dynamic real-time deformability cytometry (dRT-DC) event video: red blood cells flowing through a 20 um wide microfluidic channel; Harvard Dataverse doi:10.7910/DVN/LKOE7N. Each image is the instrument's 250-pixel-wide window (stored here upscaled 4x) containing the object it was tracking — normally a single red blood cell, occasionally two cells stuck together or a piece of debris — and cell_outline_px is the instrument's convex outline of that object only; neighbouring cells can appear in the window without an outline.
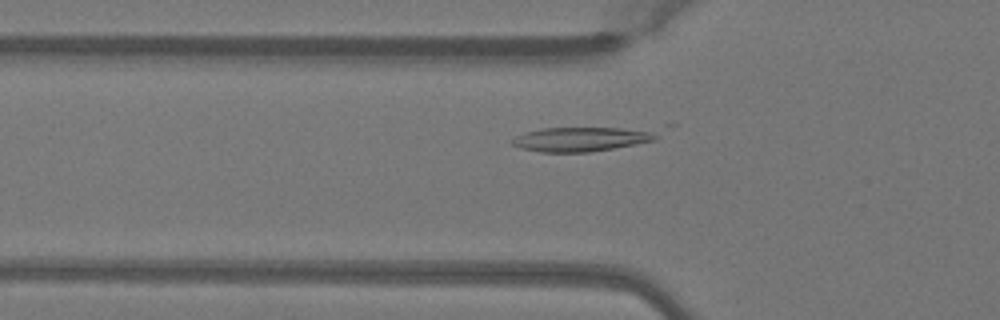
{"species": "Egyptian fruit bat (a non-hibernating species)", "species_latin": "Rousettus aegyptiacus", "temperature_condition": "warm", "stored_images_in_passage": 39, "camera_frame_rate_fps": 3000, "um_per_image_px": 0.085, "animal": {"sex": "female"}, "frame": {"image": 1, "passage_image": 15, "time_ms": 4.667, "image_size_px": [1000, 320], "cell_outline_px": [[676, 124], [656, 140], [636, 144], [592, 152], [540, 152], [520, 148], [512, 144], [512, 140], [516, 136], [524, 132], [544, 128], [664, 124]], "centroid_in_image_um": [50.02, 11.71], "position_along_channel_um": 75.8, "area_um2": 23.35}}
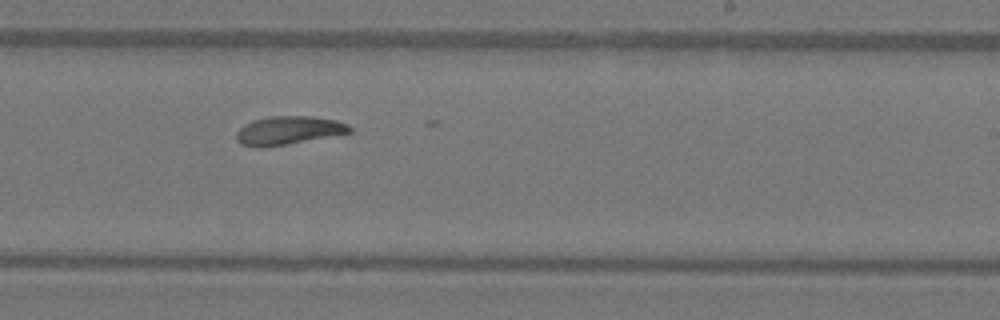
{"frame": {"image": 2, "passage_image": 29, "time_ms": 9.333, "image_size_px": [1000, 320], "cell_outline_px": [[352, 132], [284, 144], [240, 144], [236, 140], [236, 132], [244, 124], [252, 120], [268, 116], [312, 116], [336, 120], [348, 124], [352, 128]], "centroid_in_image_um": [24.56, 11.02], "position_along_channel_um": 264.4, "area_um2": 18.03}}
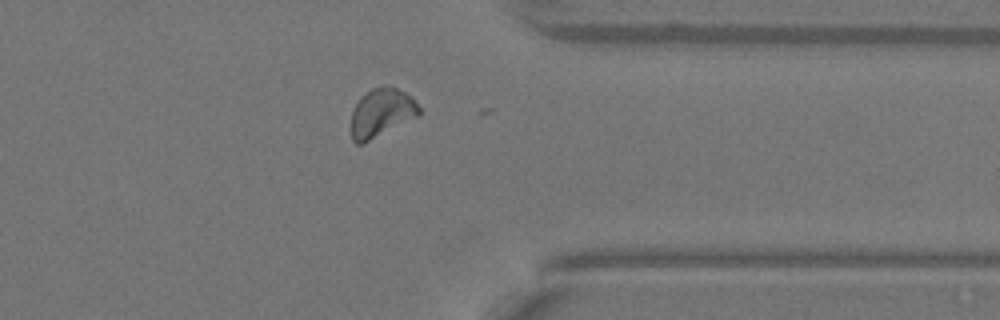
{"frame": {"image": 3, "passage_image": 38, "time_ms": 12.333, "image_size_px": [1000, 320], "cell_outline_px": [[420, 116], [364, 144], [356, 144], [352, 140], [352, 112], [360, 96], [372, 88], [396, 88], [404, 92], [420, 108]], "centroid_in_image_um": [32.41, 9.64], "position_along_channel_um": 379.0, "area_um2": 19.02}, "authors_computed_cell_mechanics": {"area_um2": 19.3052, "velocity_mm_per_s": 4.0255, "shape_relaxation_time_tau1_ms": 2.0664, "shape_relaxation_time_tau2_ms": null, "deformation_change_tau1": 0.1396, "deformation_change_tau2": null}}